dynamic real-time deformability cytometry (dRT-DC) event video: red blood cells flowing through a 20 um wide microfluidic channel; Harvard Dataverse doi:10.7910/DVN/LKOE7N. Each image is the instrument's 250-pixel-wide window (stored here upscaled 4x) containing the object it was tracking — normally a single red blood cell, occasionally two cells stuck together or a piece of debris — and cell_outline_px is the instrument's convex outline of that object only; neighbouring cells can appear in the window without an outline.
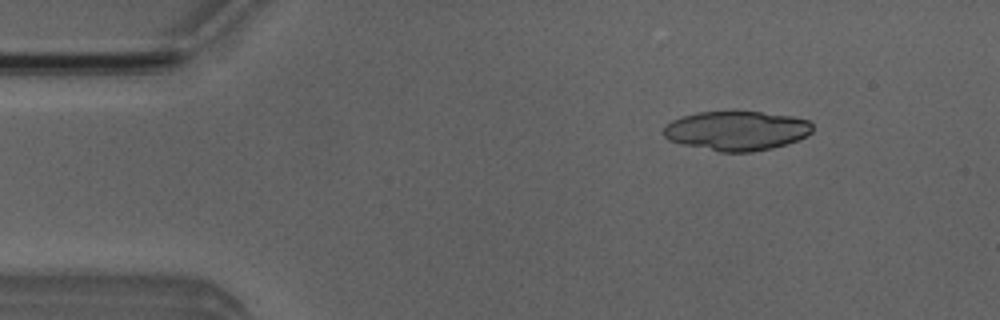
{"species": "Egyptian fruit bat (a non-hibernating species)", "species_latin": "Rousettus aegyptiacus", "temperature_condition": "room temperature", "stored_images_in_passage": 4, "camera_frame_rate_fps": 3000, "um_per_image_px": 0.085, "animal": {"sex": "male"}, "frame": {"image": 1, "passage_image": 1, "time_ms": 0.0, "image_size_px": [1000, 320], "cell_outline_px": [[812, 132], [808, 136], [772, 148], [752, 152], [720, 152], [680, 144], [668, 140], [664, 136], [664, 128], [672, 120], [680, 116], [696, 112], [732, 108], [792, 116], [808, 120], [812, 124]], "centroid_in_image_um": [62.58, 11.07], "position_along_channel_um": 22.4, "area_um2": 35.2}}